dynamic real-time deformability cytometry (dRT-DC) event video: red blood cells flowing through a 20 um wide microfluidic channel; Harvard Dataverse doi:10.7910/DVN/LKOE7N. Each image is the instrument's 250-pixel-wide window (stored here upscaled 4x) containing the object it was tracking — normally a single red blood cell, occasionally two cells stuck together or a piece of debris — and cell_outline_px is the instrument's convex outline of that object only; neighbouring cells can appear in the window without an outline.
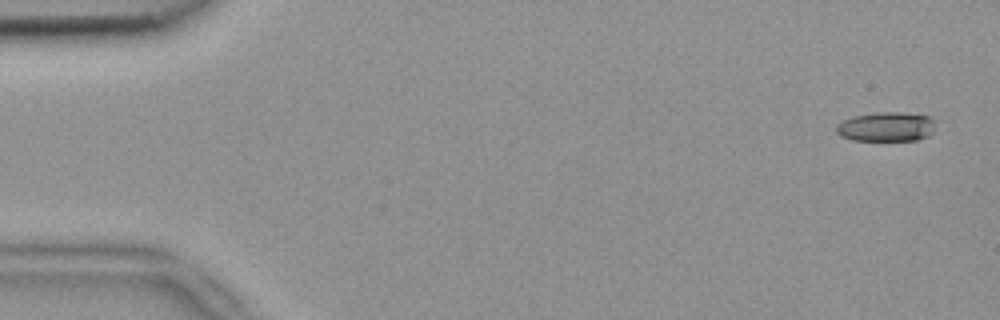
{"species": "common noctule bat (a hibernating species)", "species_latin": "Nyctalus noctula", "temperature_condition": "room temperature", "stored_images_in_passage": 4, "camera_frame_rate_fps": 3000, "um_per_image_px": 0.085, "animal": {"sex": "female", "body_mass_g": 18.4}, "frame": {"image": 1, "passage_image": 1, "time_ms": 0.0, "image_size_px": [1000, 320], "cell_outline_px": [[932, 132], [928, 136], [916, 140], [852, 140], [840, 136], [836, 132], [836, 124], [852, 116], [880, 112], [900, 112], [932, 116]], "centroid_in_image_um": [75.29, 10.77], "position_along_channel_um": 9.7, "area_um2": 16.94}}